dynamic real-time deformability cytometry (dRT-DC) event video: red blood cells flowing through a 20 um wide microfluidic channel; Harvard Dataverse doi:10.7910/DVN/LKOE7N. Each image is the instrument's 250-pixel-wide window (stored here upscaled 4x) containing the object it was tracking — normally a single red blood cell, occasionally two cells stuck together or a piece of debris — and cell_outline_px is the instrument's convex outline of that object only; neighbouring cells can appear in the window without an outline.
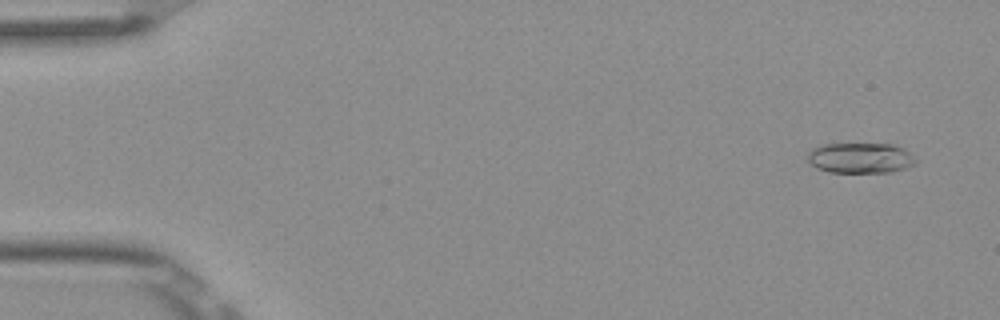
{"species": "Egyptian fruit bat (a non-hibernating species)", "species_latin": "Rousettus aegyptiacus", "temperature_condition": "room temperature", "stored_images_in_passage": 8, "camera_frame_rate_fps": 3000, "um_per_image_px": 0.085, "frame": {"image": 1, "passage_image": 1, "time_ms": 0.0, "image_size_px": [1000, 320], "cell_outline_px": [[916, 164], [892, 172], [828, 172], [816, 168], [808, 160], [808, 152], [812, 148], [824, 144], [896, 144], [904, 148], [916, 160]], "centroid_in_image_um": [73.13, 13.42], "position_along_channel_um": 11.9, "area_um2": 19.19}}
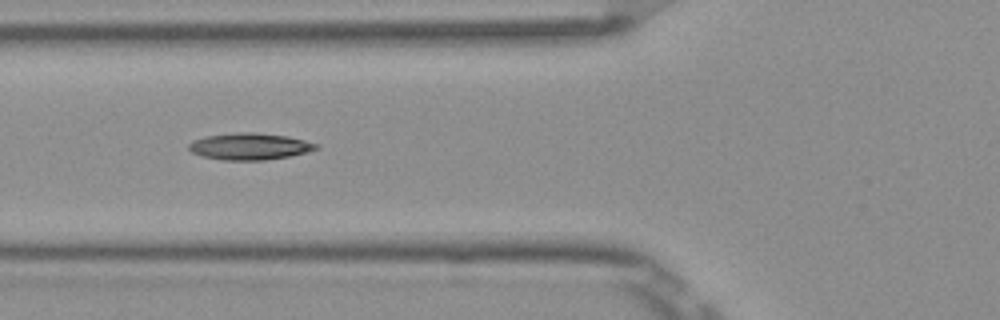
{"frame": {"image": 2, "passage_image": 6, "time_ms": 1.667, "image_size_px": [1000, 320], "cell_outline_px": [[320, 148], [308, 152], [288, 156], [264, 160], [224, 160], [200, 156], [192, 152], [188, 148], [188, 144], [192, 140], [208, 136], [236, 132], [252, 132], [288, 136], [320, 144]], "centroid_in_image_um": [21.23, 12.44], "position_along_channel_um": 104.6, "area_um2": 19.88}}
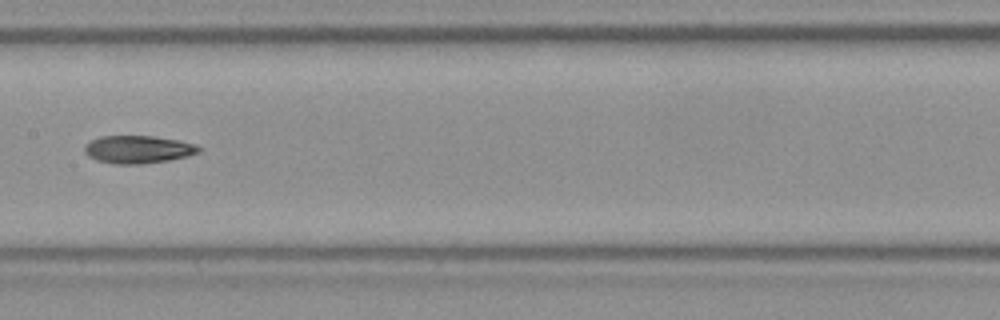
{"frame": {"image": 3, "passage_image": 8, "time_ms": 2.333, "image_size_px": [1000, 320], "cell_outline_px": [[204, 148], [200, 152], [188, 156], [168, 160], [140, 164], [112, 164], [96, 160], [88, 156], [84, 152], [84, 144], [100, 136], [152, 136], [180, 140], [196, 144]], "centroid_in_image_um": [11.75, 12.7], "position_along_channel_um": 195.6, "area_um2": 18.73}}